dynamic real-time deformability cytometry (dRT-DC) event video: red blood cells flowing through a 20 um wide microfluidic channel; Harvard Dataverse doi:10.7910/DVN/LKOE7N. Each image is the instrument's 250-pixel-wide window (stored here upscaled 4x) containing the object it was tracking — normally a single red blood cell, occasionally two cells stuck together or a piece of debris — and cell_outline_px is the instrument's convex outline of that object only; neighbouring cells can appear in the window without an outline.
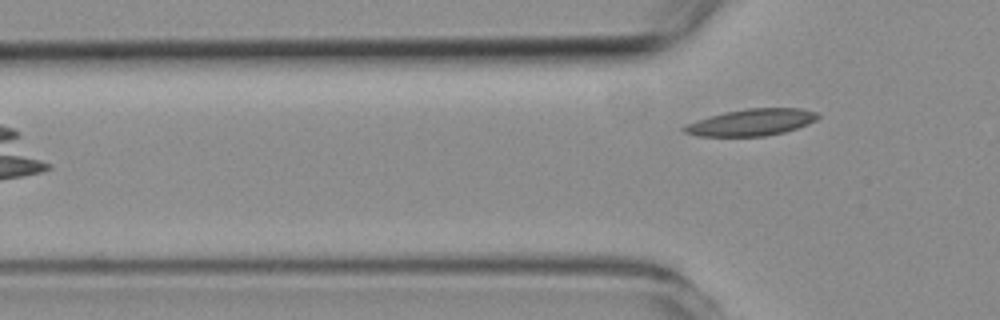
{"species": "common noctule bat (a hibernating species)", "species_latin": "Nyctalus noctula", "temperature_condition": "room temperature", "stored_images_in_passage": 7, "camera_frame_rate_fps": 3000, "um_per_image_px": 0.085, "animal": {"sex": "female", "body_mass_g": 19.3, "forearm_length_mm": 54.1}, "frame": {"image": 1, "passage_image": 7, "time_ms": 9.667, "image_size_px": [1000, 320], "cell_outline_px": [[820, 116], [816, 120], [796, 128], [784, 132], [764, 136], [696, 136], [684, 132], [680, 128], [684, 124], [724, 112], [748, 108], [800, 108], [816, 112]], "centroid_in_image_um": [63.83, 10.4], "position_along_channel_um": 62.0, "area_um2": 20.75}}